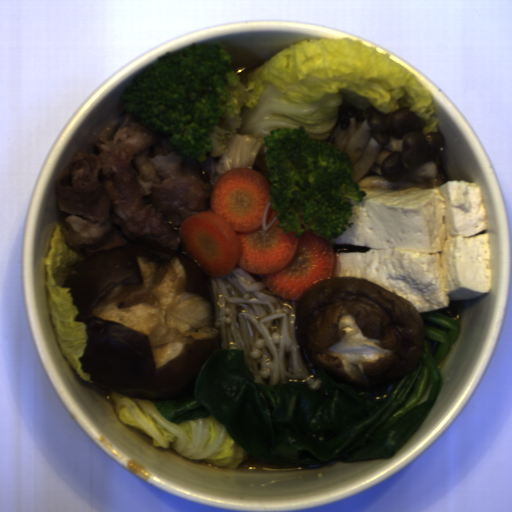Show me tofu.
I'll use <instances>...</instances> for the list:
<instances>
[{
    "label": "tofu",
    "mask_w": 512,
    "mask_h": 512,
    "mask_svg": "<svg viewBox=\"0 0 512 512\" xmlns=\"http://www.w3.org/2000/svg\"><path fill=\"white\" fill-rule=\"evenodd\" d=\"M346 231L336 244L367 246L335 253L333 277L366 279L396 292L418 312L474 300L492 288L486 208L477 182L438 187L359 188Z\"/></svg>",
    "instance_id": "tofu-1"
}]
</instances>
